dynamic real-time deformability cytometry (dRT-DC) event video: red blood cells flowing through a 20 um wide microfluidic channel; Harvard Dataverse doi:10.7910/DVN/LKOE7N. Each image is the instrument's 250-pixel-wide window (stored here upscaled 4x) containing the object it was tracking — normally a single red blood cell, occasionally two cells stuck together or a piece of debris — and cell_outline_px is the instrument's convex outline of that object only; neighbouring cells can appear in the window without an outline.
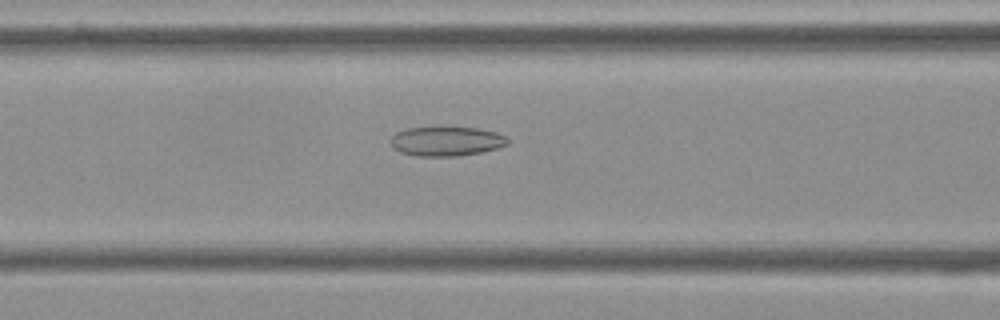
{"species": "Egyptian fruit bat (a non-hibernating species)", "species_latin": "Rousettus aegyptiacus", "temperature_condition": "cold", "stored_images_in_passage": 56, "camera_frame_rate_fps": 3000, "um_per_image_px": 0.085, "frame": {"image": 1, "passage_image": 23, "time_ms": 7.333, "image_size_px": [1000, 320], "cell_outline_px": [[508, 144], [496, 148], [480, 152], [456, 156], [416, 156], [400, 152], [392, 148], [392, 136], [396, 132], [408, 128], [480, 128], [496, 132], [504, 136], [508, 140]], "centroid_in_image_um": [37.93, 12.01], "position_along_channel_um": 128.7, "area_um2": 19.77}}
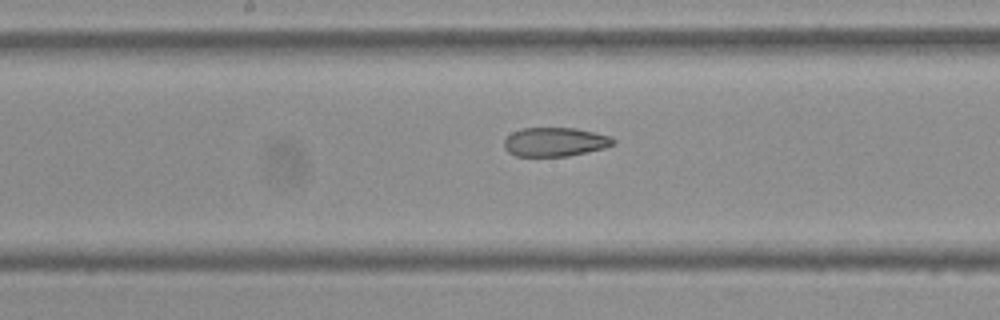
{"frame": {"image": 2, "passage_image": 29, "time_ms": 9.333, "image_size_px": [1000, 320], "cell_outline_px": [[616, 144], [604, 148], [568, 156], [516, 156], [508, 152], [504, 148], [504, 140], [512, 132], [520, 128], [576, 128], [612, 136], [616, 140]], "centroid_in_image_um": [47.19, 12.06], "position_along_channel_um": 201.0, "area_um2": 18.55}}
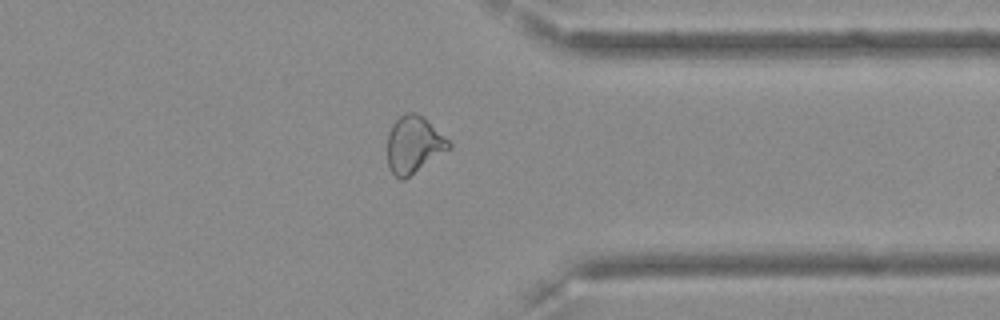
{"frame": {"image": 3, "passage_image": 44, "time_ms": 14.333, "image_size_px": [1000, 320], "cell_outline_px": [[452, 148], [404, 180], [400, 180], [392, 172], [388, 164], [388, 132], [392, 124], [400, 116], [408, 112], [416, 112], [424, 116], [452, 144]], "centroid_in_image_um": [35.19, 12.29], "position_along_channel_um": 376.2, "area_um2": 20.52}, "authors_computed_cell_mechanics": {"area_um2": 22.4842, "velocity_mm_per_s": 3.6093, "shape_relaxation_time_tau1_ms": null, "shape_relaxation_time_tau2_ms": 3.4717, "deformation_change_tau1": null, "deformation_change_tau2": 0.1028}}